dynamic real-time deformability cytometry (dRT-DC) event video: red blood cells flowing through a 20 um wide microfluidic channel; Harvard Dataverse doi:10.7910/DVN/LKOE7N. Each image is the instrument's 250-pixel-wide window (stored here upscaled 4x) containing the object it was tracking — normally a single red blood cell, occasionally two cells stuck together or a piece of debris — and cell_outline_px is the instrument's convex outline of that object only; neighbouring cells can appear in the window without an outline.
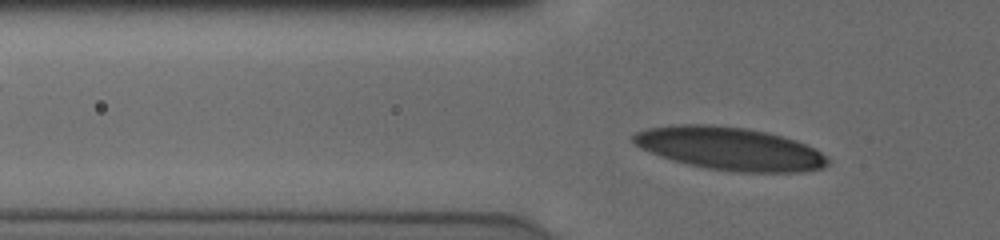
{"species": "human", "species_latin": "Homo sapiens", "temperature_condition": "cold", "stored_images_in_passage": 36, "camera_frame_rate_fps": 3000, "um_per_image_px": 0.085, "donor": {"sex": "male"}, "frame": {"image": 1, "passage_image": 7, "time_ms": 2.0, "image_size_px": [1000, 240], "cell_outline_px": [[828, 164], [824, 168], [800, 172], [740, 172], [708, 168], [688, 164], [672, 160], [660, 156], [640, 148], [632, 140], [632, 136], [636, 132], [648, 128], [672, 124], [712, 124], [744, 128], [768, 132], [796, 140], [820, 152], [828, 160]], "centroid_in_image_um": [62.0, 12.62], "position_along_channel_um": 63.8, "area_um2": 48.49}}
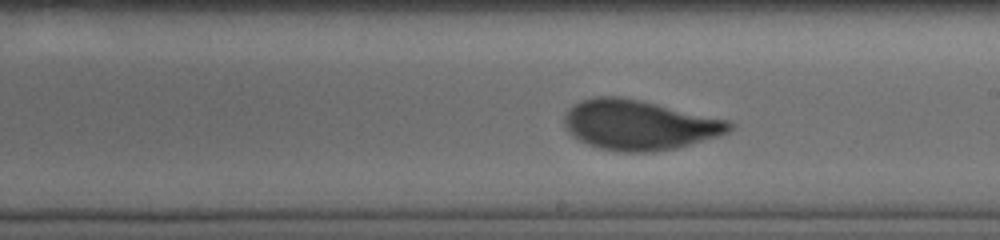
{"frame": {"image": 2, "passage_image": 21, "time_ms": 6.667, "image_size_px": [1000, 240], "cell_outline_px": [[736, 128], [720, 136], [676, 148], [652, 152], [620, 152], [600, 148], [588, 144], [572, 136], [568, 132], [564, 124], [564, 116], [568, 108], [572, 104], [580, 100], [596, 96], [620, 96], [640, 100], [728, 120], [736, 124]], "centroid_in_image_um": [54.33, 10.62], "position_along_channel_um": 234.7, "area_um2": 48.32}}
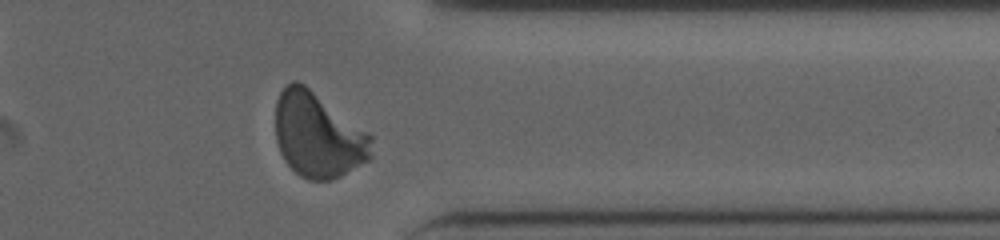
{"frame": {"image": 3, "passage_image": 33, "time_ms": 10.667, "image_size_px": [1000, 240], "cell_outline_px": [[372, 160], [332, 180], [308, 180], [300, 176], [284, 160], [280, 152], [276, 140], [276, 100], [284, 84], [292, 80], [296, 80], [304, 84], [368, 132], [372, 136]], "centroid_in_image_um": [27.04, 11.49], "position_along_channel_um": 384.4, "area_um2": 47.86}, "authors_computed_cell_mechanics": {"area_um2": 47.2226, "velocity_mm_per_s": 3.8313, "shape_relaxation_time_tau1_ms": 3.6784, "shape_relaxation_time_tau2_ms": null, "deformation_change_tau1": 0.1548, "deformation_change_tau2": null}}